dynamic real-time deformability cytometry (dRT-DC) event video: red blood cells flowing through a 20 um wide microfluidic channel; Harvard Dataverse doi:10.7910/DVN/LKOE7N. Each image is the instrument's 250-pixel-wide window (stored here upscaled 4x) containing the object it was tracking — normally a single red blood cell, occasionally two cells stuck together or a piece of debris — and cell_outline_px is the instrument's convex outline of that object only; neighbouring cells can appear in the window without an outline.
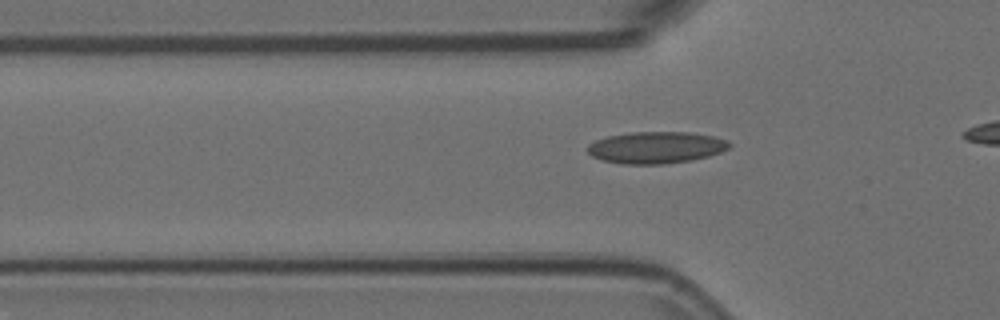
{"species": "Egyptian fruit bat (a non-hibernating species)", "species_latin": "Rousettus aegyptiacus", "temperature_condition": "room temperature", "stored_images_in_passage": 36, "camera_frame_rate_fps": 3000, "um_per_image_px": 0.085, "animal": {"sex": "female"}, "frame": {"image": 1, "passage_image": 9, "time_ms": 2.667, "image_size_px": [1000, 320], "cell_outline_px": [[732, 144], [728, 148], [720, 152], [708, 156], [692, 160], [664, 164], [624, 164], [604, 160], [592, 156], [588, 152], [588, 144], [596, 140], [608, 136], [632, 132], [688, 132], [712, 136], [728, 140]], "centroid_in_image_um": [55.78, 12.53], "position_along_channel_um": 70.0, "area_um2": 26.13}}
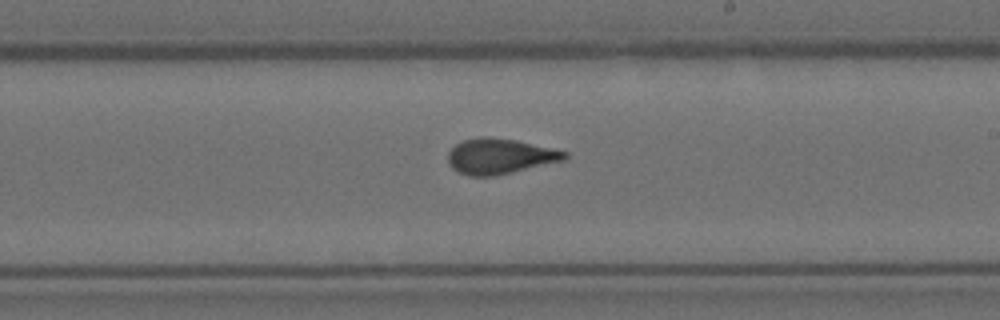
{"frame": {"image": 2, "passage_image": 23, "time_ms": 7.333, "image_size_px": [1000, 320], "cell_outline_px": [[568, 156], [564, 160], [496, 176], [468, 176], [456, 172], [448, 164], [448, 152], [460, 140], [480, 136], [488, 136], [516, 140], [568, 152]], "centroid_in_image_um": [42.43, 13.28], "position_along_channel_um": 246.6, "area_um2": 24.28}}
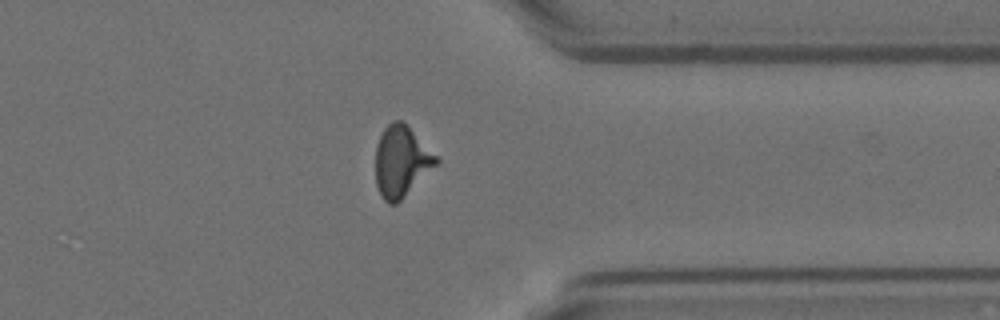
{"frame": {"image": 3, "passage_image": 34, "time_ms": 11.0, "image_size_px": [1000, 320], "cell_outline_px": [[440, 160], [396, 204], [388, 204], [380, 196], [376, 184], [376, 144], [384, 128], [392, 120], [400, 120]], "centroid_in_image_um": [34.05, 13.74], "position_along_channel_um": 377.3, "area_um2": 24.28}}